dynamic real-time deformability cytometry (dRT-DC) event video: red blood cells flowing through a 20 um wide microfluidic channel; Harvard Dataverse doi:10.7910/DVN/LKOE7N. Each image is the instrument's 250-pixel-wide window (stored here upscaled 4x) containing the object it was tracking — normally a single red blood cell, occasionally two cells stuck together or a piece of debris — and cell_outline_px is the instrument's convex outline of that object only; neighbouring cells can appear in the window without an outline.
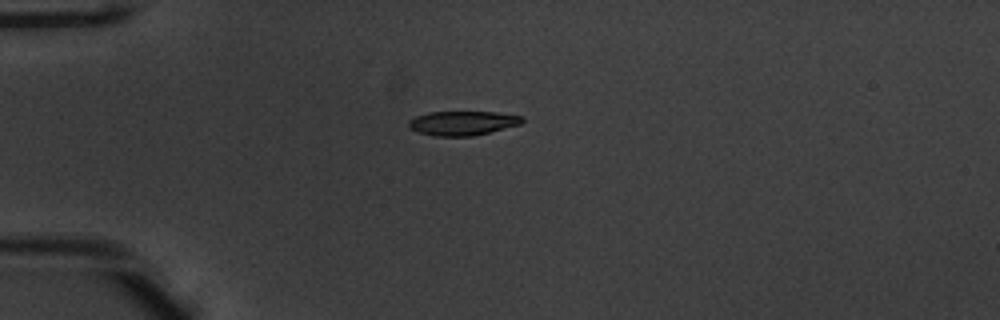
{"species": "common noctule bat (a hibernating species)", "species_latin": "Nyctalus noctula", "temperature_condition": "warm", "stored_images_in_passage": 39, "camera_frame_rate_fps": 3000, "um_per_image_px": 0.085, "animal": {"sex": "male", "body_mass_g": 20.1, "forearm_length_mm": 53.5}, "frame": {"image": 1, "passage_image": 1, "time_ms": 0.0, "image_size_px": [1000, 320], "cell_outline_px": [[524, 120], [520, 124], [472, 136], [436, 136], [420, 132], [408, 128], [408, 120], [416, 116], [428, 112], [496, 112], [524, 116]], "centroid_in_image_um": [39.3, 10.45], "position_along_channel_um": 45.7, "area_um2": 15.95}}
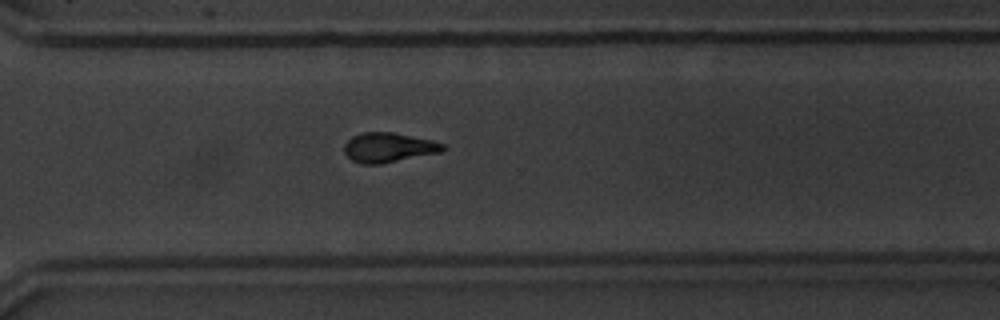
{"frame": {"image": 2, "passage_image": 25, "time_ms": 8.0, "image_size_px": [1000, 320], "cell_outline_px": [[444, 148], [440, 152], [380, 164], [360, 164], [352, 160], [344, 152], [344, 144], [352, 136], [364, 132], [392, 132], [432, 140], [444, 144]], "centroid_in_image_um": [32.99, 12.53], "position_along_channel_um": 337.6, "area_um2": 16.88}}
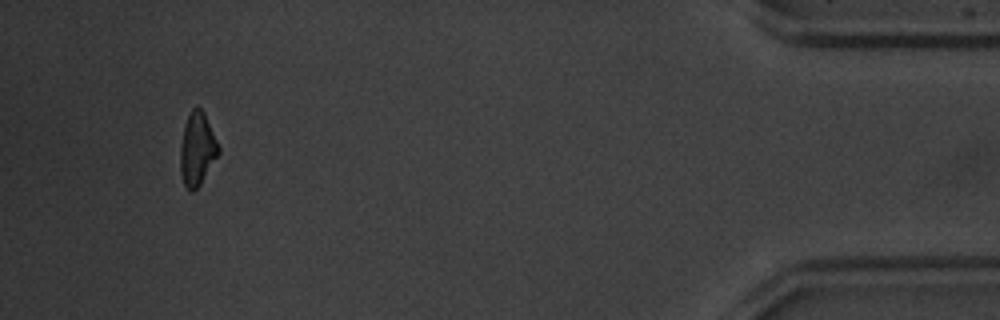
{"frame": {"image": 3, "passage_image": 36, "time_ms": 11.667, "image_size_px": [1000, 320], "cell_outline_px": [[220, 152], [200, 184], [192, 192], [188, 192], [184, 184], [180, 172], [180, 144], [184, 124], [192, 108], [200, 108], [204, 112], [220, 148]], "centroid_in_image_um": [16.74, 12.69], "position_along_channel_um": 418.5, "area_um2": 16.24}, "authors_computed_cell_mechanics": {"area_um2": 17.051, "velocity_mm_per_s": 3.9521, "shape_relaxation_time_tau1_ms": 3.033, "shape_relaxation_time_tau2_ms": 2.3922, "deformation_change_tau1": 0.1503, "deformation_change_tau2": 0.082}}